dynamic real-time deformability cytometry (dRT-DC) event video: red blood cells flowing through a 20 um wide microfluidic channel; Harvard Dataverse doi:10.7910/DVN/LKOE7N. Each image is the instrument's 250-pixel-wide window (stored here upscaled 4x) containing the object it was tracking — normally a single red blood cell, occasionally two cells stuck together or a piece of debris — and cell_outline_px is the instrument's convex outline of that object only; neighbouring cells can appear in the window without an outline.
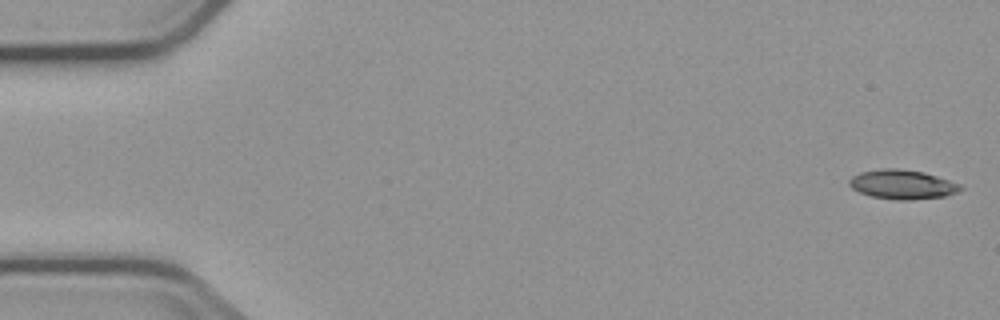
{"species": "common noctule bat (a hibernating species)", "species_latin": "Nyctalus noctula", "temperature_condition": "cold", "stored_images_in_passage": 6, "camera_frame_rate_fps": 3000, "um_per_image_px": 0.085, "animal": {"sex": "male", "body_mass_g": 23.1, "forearm_length_mm": 52.7}, "frame": {"image": 1, "passage_image": 1, "time_ms": 0.0, "image_size_px": [1000, 320], "cell_outline_px": [[964, 188], [956, 192], [944, 196], [908, 200], [896, 200], [872, 196], [860, 192], [852, 188], [848, 184], [848, 180], [852, 176], [860, 172], [884, 168], [896, 168], [924, 172], [960, 184]], "centroid_in_image_um": [76.67, 15.67], "position_along_channel_um": 8.3, "area_um2": 18.84}}